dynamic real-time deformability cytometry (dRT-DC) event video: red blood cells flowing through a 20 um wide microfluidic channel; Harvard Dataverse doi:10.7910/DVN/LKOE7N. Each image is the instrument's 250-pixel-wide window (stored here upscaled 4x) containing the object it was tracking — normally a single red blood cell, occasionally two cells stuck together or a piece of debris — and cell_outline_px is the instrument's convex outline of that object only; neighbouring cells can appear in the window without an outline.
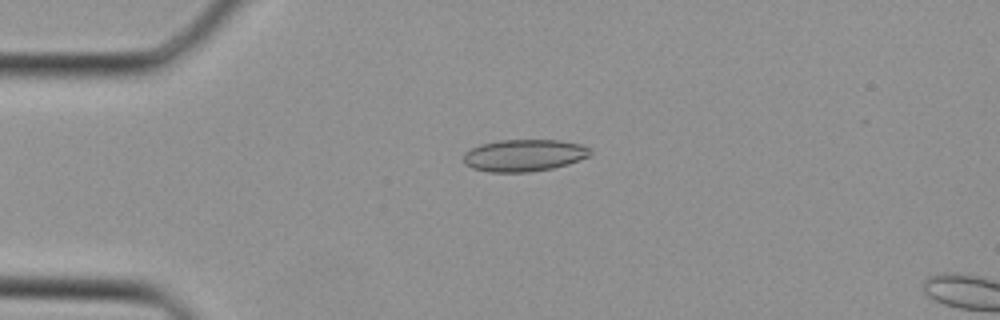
{"species": "Egyptian fruit bat (a non-hibernating species)", "species_latin": "Rousettus aegyptiacus", "temperature_condition": "cold", "stored_images_in_passage": 31, "camera_frame_rate_fps": 3000, "um_per_image_px": 0.085, "animal": {"sex": "female"}, "frame": {"image": 1, "passage_image": 3, "time_ms": 0.667, "image_size_px": [1000, 320], "cell_outline_px": [[592, 152], [588, 156], [568, 164], [552, 168], [528, 172], [488, 172], [472, 168], [464, 164], [464, 152], [480, 144], [500, 140], [560, 140], [580, 144], [588, 148]], "centroid_in_image_um": [44.51, 13.2], "position_along_channel_um": 40.5, "area_um2": 23.58}}
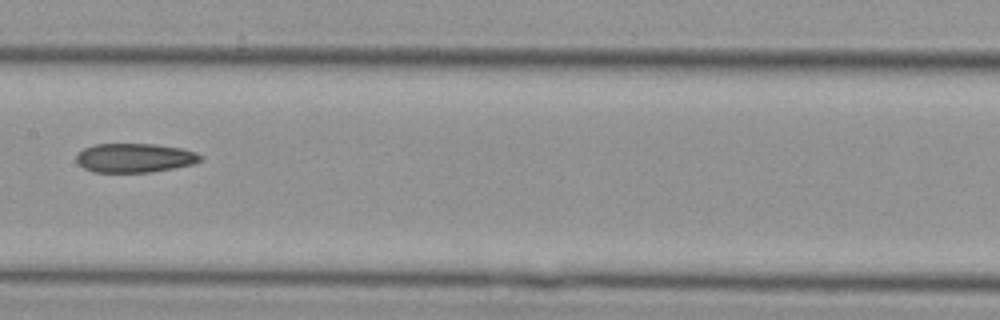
{"frame": {"image": 2, "passage_image": 13, "time_ms": 4.0, "image_size_px": [1000, 320], "cell_outline_px": [[204, 156], [200, 160], [192, 164], [152, 172], [92, 172], [84, 168], [76, 160], [76, 152], [84, 148], [96, 144], [156, 144], [180, 148], [196, 152]], "centroid_in_image_um": [11.42, 13.41], "position_along_channel_um": 196.0, "area_um2": 21.04}}
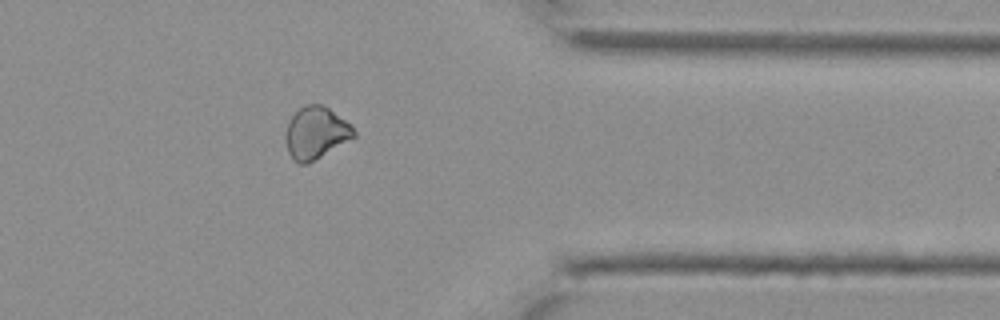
{"frame": {"image": 3, "passage_image": 24, "time_ms": 7.667, "image_size_px": [1000, 320], "cell_outline_px": [[356, 136], [308, 164], [300, 164], [292, 160], [288, 152], [284, 136], [288, 120], [300, 108], [308, 104], [320, 104], [328, 108], [344, 120], [356, 132]], "centroid_in_image_um": [26.8, 11.32], "position_along_channel_um": 384.6, "area_um2": 20.58}}